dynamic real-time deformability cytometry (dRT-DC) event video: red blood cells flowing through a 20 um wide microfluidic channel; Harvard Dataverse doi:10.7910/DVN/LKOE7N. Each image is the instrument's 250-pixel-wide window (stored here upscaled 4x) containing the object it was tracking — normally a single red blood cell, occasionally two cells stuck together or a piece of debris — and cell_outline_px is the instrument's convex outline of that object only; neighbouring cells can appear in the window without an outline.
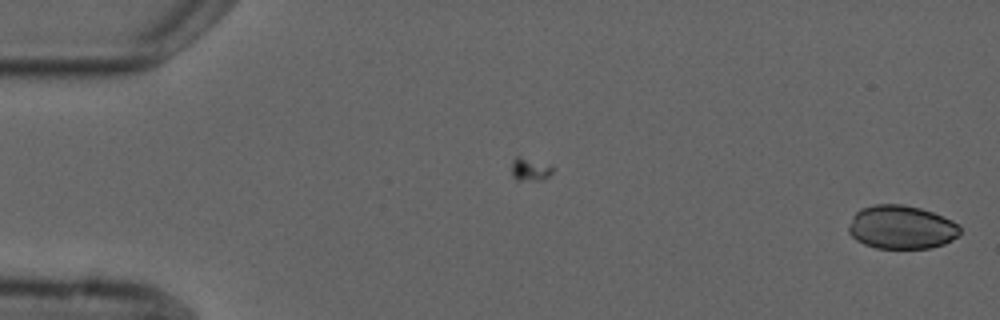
{"species": "common noctule bat (a hibernating species)", "species_latin": "Nyctalus noctula", "temperature_condition": "cold", "stored_images_in_passage": 3, "camera_frame_rate_fps": 3000, "um_per_image_px": 0.085, "animal": {"sex": "male", "forearm_length_mm": 52.5}, "frame": {"image": 1, "passage_image": 3, "time_ms": 3.333, "image_size_px": [1000, 320], "cell_outline_px": [[960, 236], [944, 244], [932, 248], [876, 248], [864, 244], [856, 240], [848, 232], [848, 228], [852, 216], [860, 208], [876, 204], [904, 204], [920, 208], [932, 212], [952, 220], [960, 228]], "centroid_in_image_um": [76.61, 19.31], "position_along_channel_um": 8.4, "area_um2": 28.44}}